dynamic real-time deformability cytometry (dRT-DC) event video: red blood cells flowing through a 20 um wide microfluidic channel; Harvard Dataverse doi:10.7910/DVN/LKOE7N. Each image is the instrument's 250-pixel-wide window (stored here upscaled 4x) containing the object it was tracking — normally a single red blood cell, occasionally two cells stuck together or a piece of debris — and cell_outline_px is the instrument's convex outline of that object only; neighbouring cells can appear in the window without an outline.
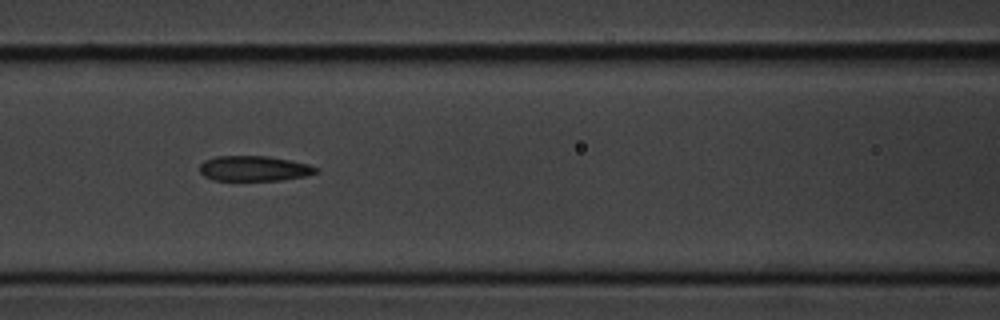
{"species": "common noctule bat (a hibernating species)", "species_latin": "Nyctalus noctula", "temperature_condition": "cold", "stored_images_in_passage": 13, "camera_frame_rate_fps": 3000, "um_per_image_px": 0.085, "animal": {"sex": "male", "body_mass_g": 20.1, "forearm_length_mm": 53.5}, "frame": {"image": 1, "passage_image": 8, "time_ms": 9.0, "image_size_px": [1000, 320], "cell_outline_px": [[320, 172], [304, 176], [280, 180], [212, 180], [204, 176], [200, 172], [200, 164], [204, 160], [216, 156], [268, 156], [308, 164], [320, 168]], "centroid_in_image_um": [21.6, 14.32], "position_along_channel_um": 145.0, "area_um2": 17.11}}
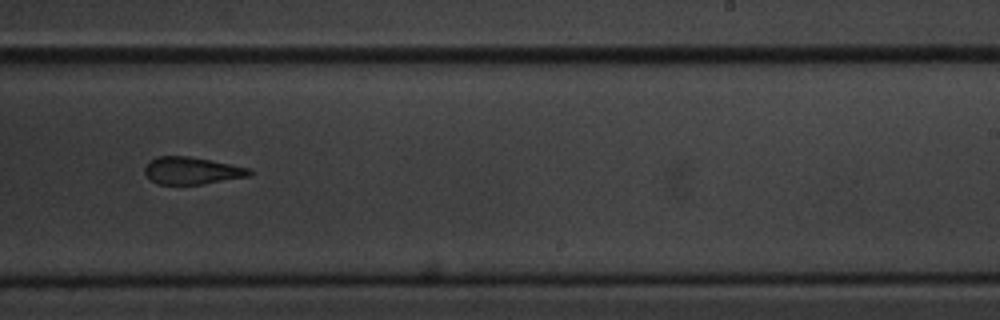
{"frame": {"image": 2, "passage_image": 11, "time_ms": 12.667, "image_size_px": [1000, 320], "cell_outline_px": [[252, 172], [248, 176], [200, 184], [156, 184], [144, 172], [144, 168], [156, 156], [188, 156], [248, 168]], "centroid_in_image_um": [16.25, 14.51], "position_along_channel_um": 272.7, "area_um2": 16.13}}
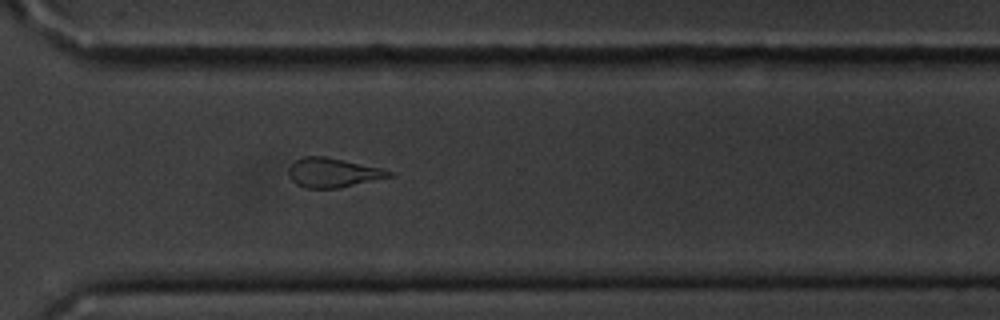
{"frame": {"image": 3, "passage_image": 13, "time_ms": 14.667, "image_size_px": [1000, 320], "cell_outline_px": [[396, 176], [340, 188], [304, 188], [296, 184], [288, 176], [288, 168], [296, 160], [304, 156], [324, 156], [384, 168], [392, 172]], "centroid_in_image_um": [28.34, 14.68], "position_along_channel_um": 342.3, "area_um2": 17.46}}